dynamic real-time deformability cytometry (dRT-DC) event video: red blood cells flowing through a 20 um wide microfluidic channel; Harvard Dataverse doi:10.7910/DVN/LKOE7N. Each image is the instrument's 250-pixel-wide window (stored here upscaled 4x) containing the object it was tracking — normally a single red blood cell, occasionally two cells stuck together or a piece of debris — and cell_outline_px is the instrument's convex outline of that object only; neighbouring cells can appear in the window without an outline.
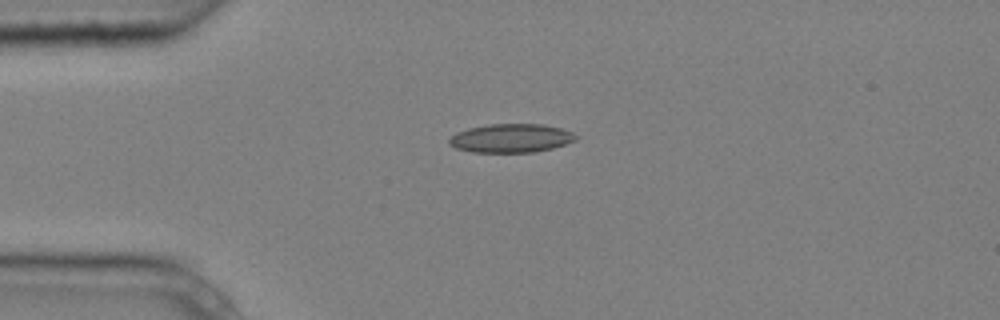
{"species": "common noctule bat (a hibernating species)", "species_latin": "Nyctalus noctula", "temperature_condition": "cold", "stored_images_in_passage": 2, "camera_frame_rate_fps": 3000, "um_per_image_px": 0.085, "animal": {"sex": "male", "body_mass_g": 20.4}, "frame": {"image": 1, "passage_image": 2, "time_ms": 0.333, "image_size_px": [1000, 320], "cell_outline_px": [[580, 136], [576, 140], [552, 148], [536, 152], [472, 152], [456, 148], [448, 144], [448, 140], [456, 132], [468, 128], [488, 124], [544, 124], [560, 128], [572, 132]], "centroid_in_image_um": [43.44, 11.74], "position_along_channel_um": 41.6, "area_um2": 21.27}}